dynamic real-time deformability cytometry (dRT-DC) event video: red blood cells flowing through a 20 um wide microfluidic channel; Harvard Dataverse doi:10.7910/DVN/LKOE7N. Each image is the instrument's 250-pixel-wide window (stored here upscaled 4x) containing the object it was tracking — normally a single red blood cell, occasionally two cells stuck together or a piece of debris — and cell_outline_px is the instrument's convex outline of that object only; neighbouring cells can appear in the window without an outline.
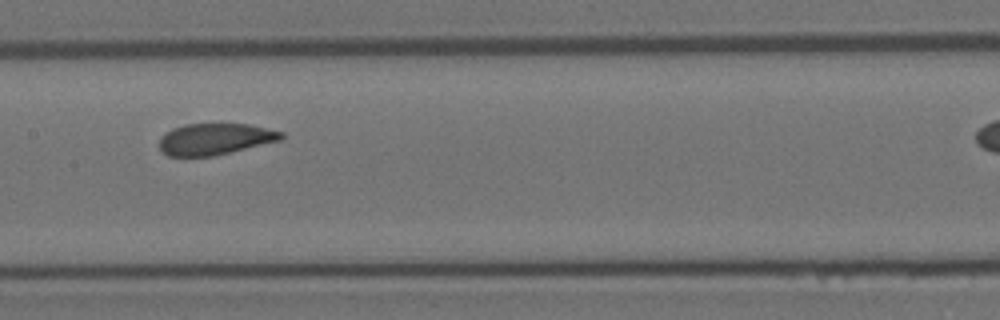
{"species": "Egyptian fruit bat (a non-hibernating species)", "species_latin": "Rousettus aegyptiacus", "temperature_condition": "room temperature", "stored_images_in_passage": 12, "camera_frame_rate_fps": 3000, "um_per_image_px": 0.085, "animal": {"sex": "female"}, "frame": {"image": 1, "passage_image": 6, "time_ms": 1.667, "image_size_px": [1000, 320], "cell_outline_px": [[284, 136], [280, 140], [212, 156], [168, 156], [160, 152], [160, 136], [164, 132], [172, 128], [184, 124], [248, 124], [284, 132]], "centroid_in_image_um": [18.22, 11.81], "position_along_channel_um": 189.2, "area_um2": 22.25}}
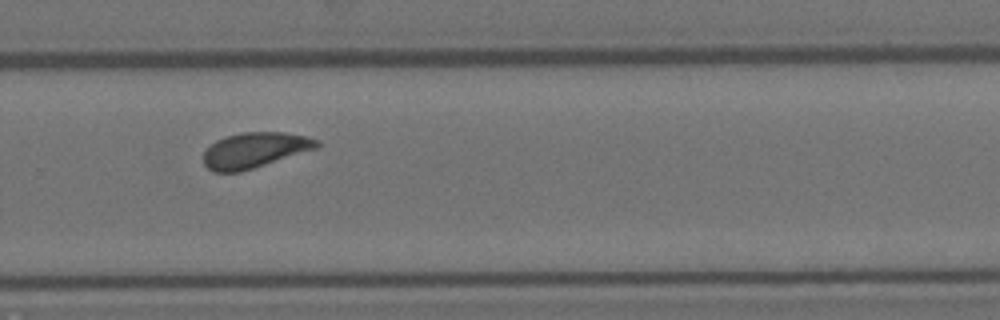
{"frame": {"image": 2, "passage_image": 9, "time_ms": 2.667, "image_size_px": [1000, 320], "cell_outline_px": [[320, 148], [240, 172], [212, 172], [204, 164], [204, 152], [216, 140], [224, 136], [244, 132], [284, 132], [308, 136], [320, 140]], "centroid_in_image_um": [21.7, 12.76], "position_along_channel_um": 308.1, "area_um2": 23.64}}
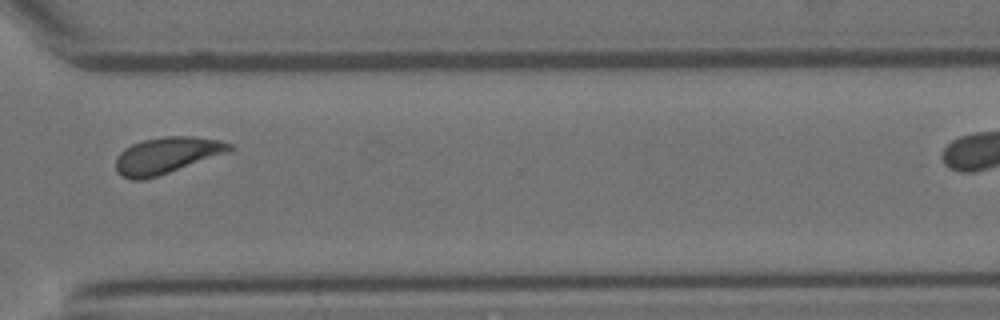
{"frame": {"image": 3, "passage_image": 10, "time_ms": 3.0, "image_size_px": [1000, 320], "cell_outline_px": [[236, 148], [228, 152], [144, 180], [132, 180], [120, 176], [116, 172], [116, 156], [124, 148], [132, 144], [144, 140], [164, 136], [192, 136], [220, 140], [232, 144]], "centroid_in_image_um": [14.14, 13.2], "position_along_channel_um": 356.5, "area_um2": 24.04}}